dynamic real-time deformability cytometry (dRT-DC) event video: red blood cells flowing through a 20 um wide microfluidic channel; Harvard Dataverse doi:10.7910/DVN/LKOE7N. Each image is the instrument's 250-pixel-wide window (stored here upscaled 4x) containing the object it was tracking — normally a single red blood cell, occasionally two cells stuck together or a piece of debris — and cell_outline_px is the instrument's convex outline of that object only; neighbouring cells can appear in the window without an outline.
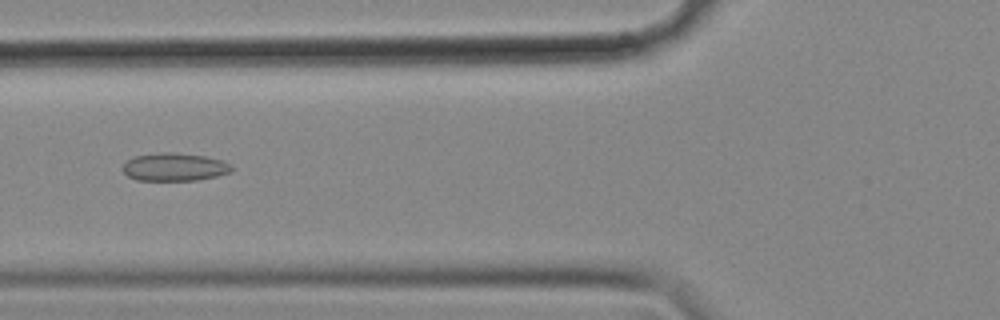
{"species": "common noctule bat (a hibernating species)", "species_latin": "Nyctalus noctula", "temperature_condition": "cold", "stored_images_in_passage": 54, "camera_frame_rate_fps": 3000, "um_per_image_px": 0.085, "animal": {"sex": "female", "body_mass_g": 18.4}, "frame": {"image": 1, "passage_image": 19, "time_ms": 6.0, "image_size_px": [1000, 320], "cell_outline_px": [[232, 172], [216, 176], [196, 180], [136, 180], [128, 176], [124, 172], [124, 164], [128, 160], [136, 156], [160, 152], [176, 152], [204, 156], [220, 160], [232, 164]], "centroid_in_image_um": [14.86, 14.19], "position_along_channel_um": 110.9, "area_um2": 17.63}}
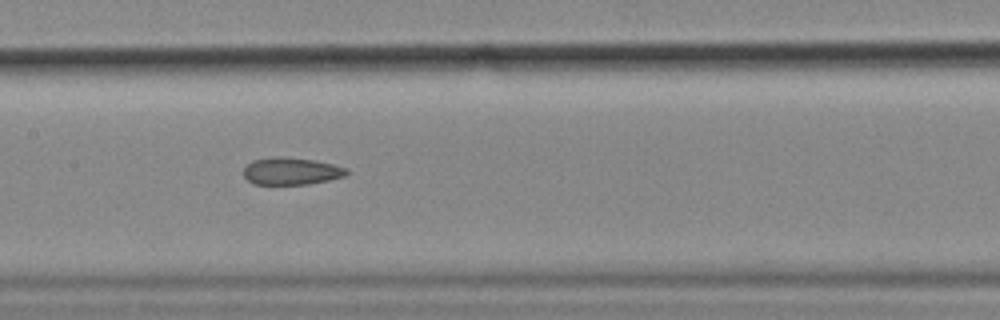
{"frame": {"image": 2, "passage_image": 25, "time_ms": 8.0, "image_size_px": [1000, 320], "cell_outline_px": [[348, 172], [344, 176], [328, 180], [308, 184], [252, 184], [244, 176], [244, 168], [252, 160], [276, 156], [280, 156], [316, 160], [348, 168]], "centroid_in_image_um": [24.75, 14.54], "position_along_channel_um": 182.7, "area_um2": 16.36}}
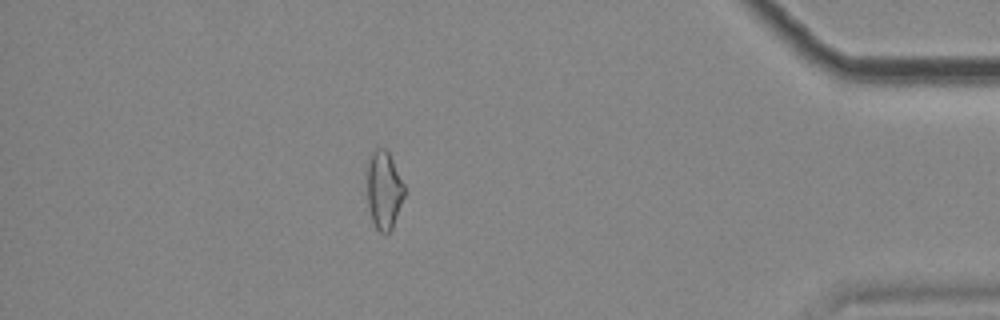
{"frame": {"image": 3, "passage_image": 47, "time_ms": 15.333, "image_size_px": [1000, 320], "cell_outline_px": [[404, 196], [392, 228], [388, 232], [380, 232], [376, 228], [372, 220], [368, 204], [364, 172], [368, 160], [372, 152], [376, 148], [384, 148], [388, 152], [404, 184]], "centroid_in_image_um": [32.58, 16.11], "position_along_channel_um": 402.6, "area_um2": 17.17}, "authors_computed_cell_mechanics": {"area_um2": 17.4556, "velocity_mm_per_s": 3.5848, "shape_relaxation_time_tau1_ms": null, "shape_relaxation_time_tau2_ms": 4.4608, "deformation_change_tau1": null, "deformation_change_tau2": 0.1265}}